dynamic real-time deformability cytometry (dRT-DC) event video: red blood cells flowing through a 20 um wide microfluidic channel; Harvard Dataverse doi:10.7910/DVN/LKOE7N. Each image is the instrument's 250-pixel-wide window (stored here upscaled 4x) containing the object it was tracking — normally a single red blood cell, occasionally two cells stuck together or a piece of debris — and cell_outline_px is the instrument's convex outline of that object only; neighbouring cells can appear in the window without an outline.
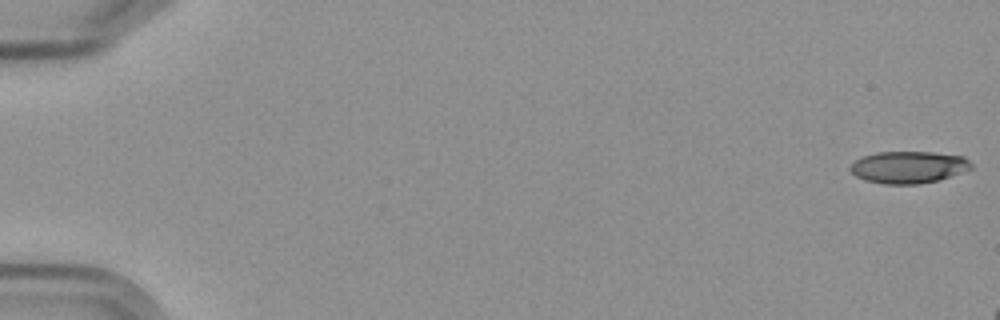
{"species": "Egyptian fruit bat (a non-hibernating species)", "species_latin": "Rousettus aegyptiacus", "temperature_condition": "cold", "stored_images_in_passage": 4, "camera_frame_rate_fps": 3000, "um_per_image_px": 0.085, "frame": {"image": 1, "passage_image": 1, "time_ms": 0.0, "image_size_px": [1000, 320], "cell_outline_px": [[972, 168], [936, 180], [920, 184], [884, 184], [864, 180], [856, 176], [848, 168], [856, 160], [864, 156], [876, 152], [932, 152], [964, 156], [972, 164]], "centroid_in_image_um": [77.19, 14.2], "position_along_channel_um": 7.8, "area_um2": 22.37}}